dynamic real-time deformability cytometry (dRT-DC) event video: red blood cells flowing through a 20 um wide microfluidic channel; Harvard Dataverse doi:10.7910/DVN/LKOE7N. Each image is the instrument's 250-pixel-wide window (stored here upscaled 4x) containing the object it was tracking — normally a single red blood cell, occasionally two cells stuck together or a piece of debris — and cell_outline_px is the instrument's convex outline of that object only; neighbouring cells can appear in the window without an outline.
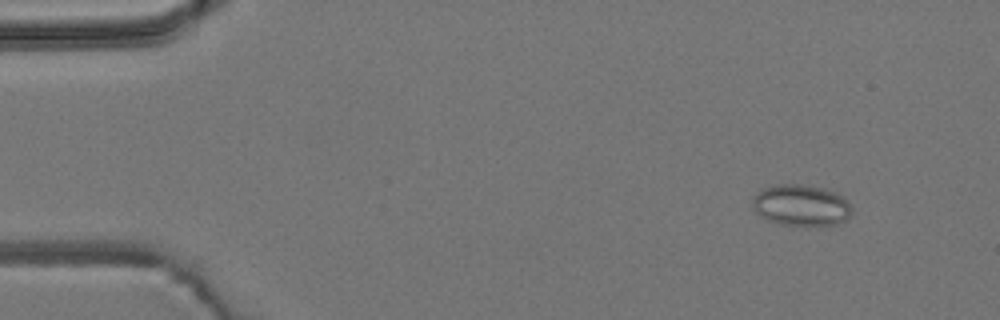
{"species": "common noctule bat (a hibernating species)", "species_latin": "Nyctalus noctula", "temperature_condition": "room temperature", "stored_images_in_passage": 5, "camera_frame_rate_fps": 3000, "um_per_image_px": 0.085, "animal": {"sex": "male", "body_mass_g": 19.2, "forearm_length_mm": 51.8}, "frame": {"image": 1, "passage_image": 1, "time_ms": 0.0, "image_size_px": [1000, 320], "cell_outline_px": [[852, 212], [844, 220], [836, 224], [820, 228], [804, 228], [780, 224], [768, 220], [760, 216], [756, 212], [752, 204], [752, 196], [760, 188], [776, 184], [800, 184], [824, 188], [836, 192], [844, 196], [848, 200], [852, 208]], "centroid_in_image_um": [68.09, 17.48], "position_along_channel_um": 16.9, "area_um2": 24.97}}
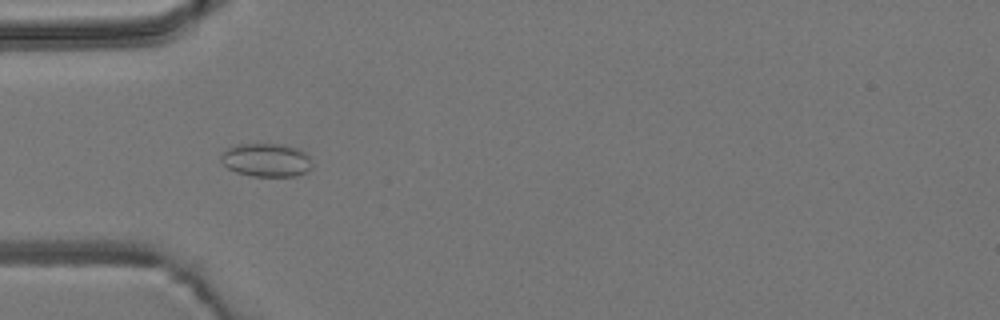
{"frame": {"image": 2, "passage_image": 4, "time_ms": 3.667, "image_size_px": [1000, 320], "cell_outline_px": [[312, 168], [308, 172], [296, 176], [252, 176], [236, 172], [228, 168], [220, 160], [220, 156], [228, 148], [236, 144], [284, 144], [296, 148], [304, 152], [308, 156], [312, 164]], "centroid_in_image_um": [22.65, 13.61], "position_along_channel_um": 62.4, "area_um2": 17.8}}
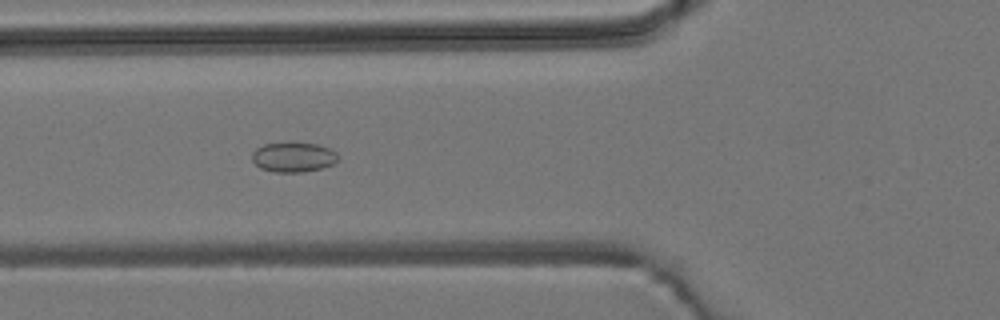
{"frame": {"image": 3, "passage_image": 5, "time_ms": 4.667, "image_size_px": [1000, 320], "cell_outline_px": [[340, 160], [332, 164], [320, 168], [304, 172], [272, 172], [260, 168], [252, 160], [252, 152], [256, 148], [264, 144], [288, 140], [292, 140], [316, 144], [328, 148], [336, 152], [340, 156]], "centroid_in_image_um": [24.93, 13.32], "position_along_channel_um": 100.9, "area_um2": 15.55}}